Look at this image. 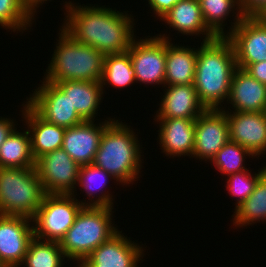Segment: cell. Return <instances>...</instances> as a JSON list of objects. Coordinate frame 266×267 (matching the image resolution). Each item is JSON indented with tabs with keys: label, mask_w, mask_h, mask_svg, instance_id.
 I'll list each match as a JSON object with an SVG mask.
<instances>
[{
	"label": "cell",
	"mask_w": 266,
	"mask_h": 267,
	"mask_svg": "<svg viewBox=\"0 0 266 267\" xmlns=\"http://www.w3.org/2000/svg\"><path fill=\"white\" fill-rule=\"evenodd\" d=\"M202 16L206 26L217 36L226 37L243 20L240 10V0H198ZM236 6V8H235ZM234 7V8H233ZM237 9L234 23L231 24L229 32L224 33V20L231 11ZM234 24V25H233ZM226 34V35H225Z\"/></svg>",
	"instance_id": "d4e9b609"
},
{
	"label": "cell",
	"mask_w": 266,
	"mask_h": 267,
	"mask_svg": "<svg viewBox=\"0 0 266 267\" xmlns=\"http://www.w3.org/2000/svg\"><path fill=\"white\" fill-rule=\"evenodd\" d=\"M45 195L35 167L0 168V214L33 219Z\"/></svg>",
	"instance_id": "52a82bcc"
},
{
	"label": "cell",
	"mask_w": 266,
	"mask_h": 267,
	"mask_svg": "<svg viewBox=\"0 0 266 267\" xmlns=\"http://www.w3.org/2000/svg\"><path fill=\"white\" fill-rule=\"evenodd\" d=\"M43 84L35 89L27 103L46 121L54 125L70 128L84 120L72 107L65 96L53 83L43 79Z\"/></svg>",
	"instance_id": "7c38bea8"
},
{
	"label": "cell",
	"mask_w": 266,
	"mask_h": 267,
	"mask_svg": "<svg viewBox=\"0 0 266 267\" xmlns=\"http://www.w3.org/2000/svg\"><path fill=\"white\" fill-rule=\"evenodd\" d=\"M243 17H266V0H240Z\"/></svg>",
	"instance_id": "d6a6232c"
},
{
	"label": "cell",
	"mask_w": 266,
	"mask_h": 267,
	"mask_svg": "<svg viewBox=\"0 0 266 267\" xmlns=\"http://www.w3.org/2000/svg\"><path fill=\"white\" fill-rule=\"evenodd\" d=\"M112 209L103 206H83L80 209L74 224L59 242L68 260L79 261V266L100 244L119 231L111 221Z\"/></svg>",
	"instance_id": "5b68a950"
},
{
	"label": "cell",
	"mask_w": 266,
	"mask_h": 267,
	"mask_svg": "<svg viewBox=\"0 0 266 267\" xmlns=\"http://www.w3.org/2000/svg\"><path fill=\"white\" fill-rule=\"evenodd\" d=\"M108 120L99 123V126L93 121H83L66 128L62 148L79 166L93 163L101 136L114 119Z\"/></svg>",
	"instance_id": "2e32d148"
},
{
	"label": "cell",
	"mask_w": 266,
	"mask_h": 267,
	"mask_svg": "<svg viewBox=\"0 0 266 267\" xmlns=\"http://www.w3.org/2000/svg\"><path fill=\"white\" fill-rule=\"evenodd\" d=\"M155 118L196 119L205 110L194 84L168 85Z\"/></svg>",
	"instance_id": "d6986e66"
},
{
	"label": "cell",
	"mask_w": 266,
	"mask_h": 267,
	"mask_svg": "<svg viewBox=\"0 0 266 267\" xmlns=\"http://www.w3.org/2000/svg\"><path fill=\"white\" fill-rule=\"evenodd\" d=\"M16 130L15 128L0 147V168L35 167L28 130Z\"/></svg>",
	"instance_id": "cb8c5ba5"
},
{
	"label": "cell",
	"mask_w": 266,
	"mask_h": 267,
	"mask_svg": "<svg viewBox=\"0 0 266 267\" xmlns=\"http://www.w3.org/2000/svg\"><path fill=\"white\" fill-rule=\"evenodd\" d=\"M35 168L46 194H75L80 166L63 148L39 157Z\"/></svg>",
	"instance_id": "ba28073f"
},
{
	"label": "cell",
	"mask_w": 266,
	"mask_h": 267,
	"mask_svg": "<svg viewBox=\"0 0 266 267\" xmlns=\"http://www.w3.org/2000/svg\"><path fill=\"white\" fill-rule=\"evenodd\" d=\"M23 108L22 115L28 125L34 160L62 148L66 129L43 119L27 102Z\"/></svg>",
	"instance_id": "ac0fdd59"
},
{
	"label": "cell",
	"mask_w": 266,
	"mask_h": 267,
	"mask_svg": "<svg viewBox=\"0 0 266 267\" xmlns=\"http://www.w3.org/2000/svg\"><path fill=\"white\" fill-rule=\"evenodd\" d=\"M234 213L233 224L236 227L266 221V171L259 177L254 191Z\"/></svg>",
	"instance_id": "484cf974"
},
{
	"label": "cell",
	"mask_w": 266,
	"mask_h": 267,
	"mask_svg": "<svg viewBox=\"0 0 266 267\" xmlns=\"http://www.w3.org/2000/svg\"><path fill=\"white\" fill-rule=\"evenodd\" d=\"M0 267H5L3 264H2V262L0 261Z\"/></svg>",
	"instance_id": "74e56055"
},
{
	"label": "cell",
	"mask_w": 266,
	"mask_h": 267,
	"mask_svg": "<svg viewBox=\"0 0 266 267\" xmlns=\"http://www.w3.org/2000/svg\"><path fill=\"white\" fill-rule=\"evenodd\" d=\"M22 1H23V4L25 5V7L34 16L35 15V12H36V8H38L40 5H42L47 0H22Z\"/></svg>",
	"instance_id": "8d00e7d4"
},
{
	"label": "cell",
	"mask_w": 266,
	"mask_h": 267,
	"mask_svg": "<svg viewBox=\"0 0 266 267\" xmlns=\"http://www.w3.org/2000/svg\"><path fill=\"white\" fill-rule=\"evenodd\" d=\"M227 114L229 140L245 147L254 157L266 151V112L223 110Z\"/></svg>",
	"instance_id": "5bb4252c"
},
{
	"label": "cell",
	"mask_w": 266,
	"mask_h": 267,
	"mask_svg": "<svg viewBox=\"0 0 266 267\" xmlns=\"http://www.w3.org/2000/svg\"><path fill=\"white\" fill-rule=\"evenodd\" d=\"M136 136L130 126L113 120L101 136L92 164L123 185L133 183L142 168V152Z\"/></svg>",
	"instance_id": "3957f363"
},
{
	"label": "cell",
	"mask_w": 266,
	"mask_h": 267,
	"mask_svg": "<svg viewBox=\"0 0 266 267\" xmlns=\"http://www.w3.org/2000/svg\"><path fill=\"white\" fill-rule=\"evenodd\" d=\"M13 120L8 118H0V147L6 140V138L13 132L16 128Z\"/></svg>",
	"instance_id": "d590c367"
},
{
	"label": "cell",
	"mask_w": 266,
	"mask_h": 267,
	"mask_svg": "<svg viewBox=\"0 0 266 267\" xmlns=\"http://www.w3.org/2000/svg\"><path fill=\"white\" fill-rule=\"evenodd\" d=\"M121 233L100 244L78 267H138L144 250Z\"/></svg>",
	"instance_id": "9a60e30c"
},
{
	"label": "cell",
	"mask_w": 266,
	"mask_h": 267,
	"mask_svg": "<svg viewBox=\"0 0 266 267\" xmlns=\"http://www.w3.org/2000/svg\"><path fill=\"white\" fill-rule=\"evenodd\" d=\"M32 219L0 214V261L5 267H19L34 238Z\"/></svg>",
	"instance_id": "4fadbf2b"
},
{
	"label": "cell",
	"mask_w": 266,
	"mask_h": 267,
	"mask_svg": "<svg viewBox=\"0 0 266 267\" xmlns=\"http://www.w3.org/2000/svg\"><path fill=\"white\" fill-rule=\"evenodd\" d=\"M32 19L34 16L22 0H0V25L2 27L14 32L25 31L30 24L32 26Z\"/></svg>",
	"instance_id": "f546056e"
},
{
	"label": "cell",
	"mask_w": 266,
	"mask_h": 267,
	"mask_svg": "<svg viewBox=\"0 0 266 267\" xmlns=\"http://www.w3.org/2000/svg\"><path fill=\"white\" fill-rule=\"evenodd\" d=\"M237 69L232 43L226 37L201 42L198 47L194 87L206 109H220L230 95L233 74Z\"/></svg>",
	"instance_id": "7a4b0ae2"
},
{
	"label": "cell",
	"mask_w": 266,
	"mask_h": 267,
	"mask_svg": "<svg viewBox=\"0 0 266 267\" xmlns=\"http://www.w3.org/2000/svg\"><path fill=\"white\" fill-rule=\"evenodd\" d=\"M228 100L234 111L266 112V85L244 69L237 68L232 77Z\"/></svg>",
	"instance_id": "ffe728a7"
},
{
	"label": "cell",
	"mask_w": 266,
	"mask_h": 267,
	"mask_svg": "<svg viewBox=\"0 0 266 267\" xmlns=\"http://www.w3.org/2000/svg\"><path fill=\"white\" fill-rule=\"evenodd\" d=\"M157 36L166 39L165 84H194L198 49L175 46L165 34Z\"/></svg>",
	"instance_id": "7402d4cb"
},
{
	"label": "cell",
	"mask_w": 266,
	"mask_h": 267,
	"mask_svg": "<svg viewBox=\"0 0 266 267\" xmlns=\"http://www.w3.org/2000/svg\"><path fill=\"white\" fill-rule=\"evenodd\" d=\"M226 38L232 43L237 68L266 61V19L244 17Z\"/></svg>",
	"instance_id": "30bf717a"
},
{
	"label": "cell",
	"mask_w": 266,
	"mask_h": 267,
	"mask_svg": "<svg viewBox=\"0 0 266 267\" xmlns=\"http://www.w3.org/2000/svg\"><path fill=\"white\" fill-rule=\"evenodd\" d=\"M223 109H206L195 119L193 157L212 161L229 141L228 119Z\"/></svg>",
	"instance_id": "8fae6325"
},
{
	"label": "cell",
	"mask_w": 266,
	"mask_h": 267,
	"mask_svg": "<svg viewBox=\"0 0 266 267\" xmlns=\"http://www.w3.org/2000/svg\"><path fill=\"white\" fill-rule=\"evenodd\" d=\"M62 29L76 42L96 48L104 55L127 52L134 39V18L107 7L81 6L65 2ZM127 13V14H126Z\"/></svg>",
	"instance_id": "6da1fadb"
},
{
	"label": "cell",
	"mask_w": 266,
	"mask_h": 267,
	"mask_svg": "<svg viewBox=\"0 0 266 267\" xmlns=\"http://www.w3.org/2000/svg\"><path fill=\"white\" fill-rule=\"evenodd\" d=\"M181 0H148V4L160 19Z\"/></svg>",
	"instance_id": "836d02e7"
},
{
	"label": "cell",
	"mask_w": 266,
	"mask_h": 267,
	"mask_svg": "<svg viewBox=\"0 0 266 267\" xmlns=\"http://www.w3.org/2000/svg\"><path fill=\"white\" fill-rule=\"evenodd\" d=\"M110 177L116 180L105 170L98 168L93 164L82 165L79 168L78 185H80L79 187H82V189L86 191V194L89 196L88 200H90L95 197V194L97 195V190L99 192L102 190L101 188L106 187L105 185L108 183L107 180ZM96 182L99 186H97ZM94 190L96 192H94Z\"/></svg>",
	"instance_id": "1f68e13d"
},
{
	"label": "cell",
	"mask_w": 266,
	"mask_h": 267,
	"mask_svg": "<svg viewBox=\"0 0 266 267\" xmlns=\"http://www.w3.org/2000/svg\"><path fill=\"white\" fill-rule=\"evenodd\" d=\"M67 258L59 242L41 241L34 237L28 246L22 265L27 267H62Z\"/></svg>",
	"instance_id": "83f0119b"
},
{
	"label": "cell",
	"mask_w": 266,
	"mask_h": 267,
	"mask_svg": "<svg viewBox=\"0 0 266 267\" xmlns=\"http://www.w3.org/2000/svg\"><path fill=\"white\" fill-rule=\"evenodd\" d=\"M250 170H245L241 172H236L234 174L228 175L227 186L229 193L237 197L235 210L250 196L254 191L256 183L259 177L266 171V166L258 170V173L251 174Z\"/></svg>",
	"instance_id": "4dcf8cb0"
},
{
	"label": "cell",
	"mask_w": 266,
	"mask_h": 267,
	"mask_svg": "<svg viewBox=\"0 0 266 267\" xmlns=\"http://www.w3.org/2000/svg\"><path fill=\"white\" fill-rule=\"evenodd\" d=\"M159 122V144L167 156H192L195 141V119L155 118Z\"/></svg>",
	"instance_id": "e0dca14e"
},
{
	"label": "cell",
	"mask_w": 266,
	"mask_h": 267,
	"mask_svg": "<svg viewBox=\"0 0 266 267\" xmlns=\"http://www.w3.org/2000/svg\"><path fill=\"white\" fill-rule=\"evenodd\" d=\"M134 82H136L135 71L128 52L105 55L103 73L100 80L102 90L108 84L122 89Z\"/></svg>",
	"instance_id": "4316f807"
},
{
	"label": "cell",
	"mask_w": 266,
	"mask_h": 267,
	"mask_svg": "<svg viewBox=\"0 0 266 267\" xmlns=\"http://www.w3.org/2000/svg\"><path fill=\"white\" fill-rule=\"evenodd\" d=\"M65 96L84 121H94L103 90L100 82L67 80L53 83Z\"/></svg>",
	"instance_id": "603a6c76"
},
{
	"label": "cell",
	"mask_w": 266,
	"mask_h": 267,
	"mask_svg": "<svg viewBox=\"0 0 266 267\" xmlns=\"http://www.w3.org/2000/svg\"><path fill=\"white\" fill-rule=\"evenodd\" d=\"M60 31L44 80L50 83L67 80L100 82L105 55L92 46L76 42L63 29Z\"/></svg>",
	"instance_id": "277c9868"
},
{
	"label": "cell",
	"mask_w": 266,
	"mask_h": 267,
	"mask_svg": "<svg viewBox=\"0 0 266 267\" xmlns=\"http://www.w3.org/2000/svg\"><path fill=\"white\" fill-rule=\"evenodd\" d=\"M162 21L186 35H204L203 42L211 41L217 36L206 26L198 0H181L162 18ZM199 34V35H198ZM206 35V36H205Z\"/></svg>",
	"instance_id": "44dd1931"
},
{
	"label": "cell",
	"mask_w": 266,
	"mask_h": 267,
	"mask_svg": "<svg viewBox=\"0 0 266 267\" xmlns=\"http://www.w3.org/2000/svg\"><path fill=\"white\" fill-rule=\"evenodd\" d=\"M245 71L260 83L266 85V61L250 64Z\"/></svg>",
	"instance_id": "e575fe53"
},
{
	"label": "cell",
	"mask_w": 266,
	"mask_h": 267,
	"mask_svg": "<svg viewBox=\"0 0 266 267\" xmlns=\"http://www.w3.org/2000/svg\"><path fill=\"white\" fill-rule=\"evenodd\" d=\"M254 157L245 147L229 140L211 161L221 174L231 175L247 170L243 166L246 156ZM245 157V158H244Z\"/></svg>",
	"instance_id": "f1b7e54d"
},
{
	"label": "cell",
	"mask_w": 266,
	"mask_h": 267,
	"mask_svg": "<svg viewBox=\"0 0 266 267\" xmlns=\"http://www.w3.org/2000/svg\"><path fill=\"white\" fill-rule=\"evenodd\" d=\"M101 192L96 200L78 201L74 194H46L33 220L34 237L45 241L60 242L83 206L113 208L111 194ZM81 202V203H80ZM92 202V203H91ZM89 203V204H88ZM35 224V225H34Z\"/></svg>",
	"instance_id": "8992f818"
},
{
	"label": "cell",
	"mask_w": 266,
	"mask_h": 267,
	"mask_svg": "<svg viewBox=\"0 0 266 267\" xmlns=\"http://www.w3.org/2000/svg\"><path fill=\"white\" fill-rule=\"evenodd\" d=\"M127 52L136 83L165 85L166 39L158 36L134 39Z\"/></svg>",
	"instance_id": "9c48e42d"
}]
</instances>
